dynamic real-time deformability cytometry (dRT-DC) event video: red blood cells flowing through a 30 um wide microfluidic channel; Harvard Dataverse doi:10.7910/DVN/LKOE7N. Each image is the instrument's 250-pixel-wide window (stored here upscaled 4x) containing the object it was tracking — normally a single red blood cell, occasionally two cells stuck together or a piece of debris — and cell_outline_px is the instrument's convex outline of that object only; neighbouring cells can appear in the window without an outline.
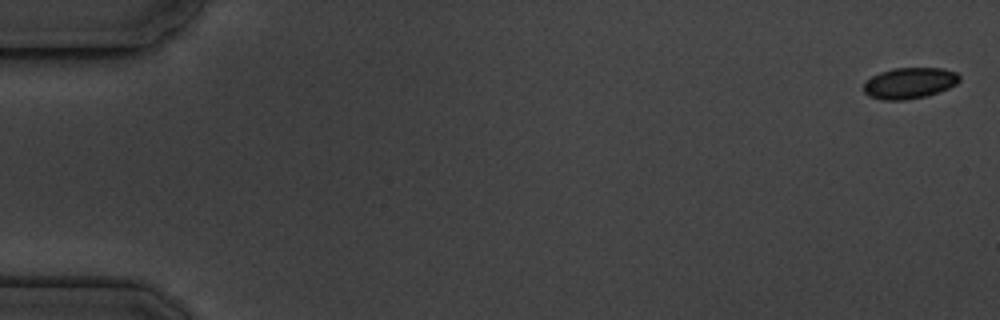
{"species": "common noctule bat (a hibernating species)", "species_latin": "Nyctalus noctula", "temperature_condition": "cold", "stored_images_in_passage": 17, "camera_frame_rate_fps": 3000, "um_per_image_px": 0.085, "animal": {"sex": "male", "body_mass_g": 19.5, "forearm_length_mm": 54.6}, "frame": {"image": 1, "passage_image": 1, "time_ms": 0.0, "image_size_px": [1000, 320], "cell_outline_px": [[960, 80], [956, 84], [948, 88], [928, 96], [904, 100], [880, 100], [868, 96], [864, 92], [864, 84], [872, 76], [880, 72], [892, 68], [944, 68], [956, 72], [960, 76]], "centroid_in_image_um": [77.31, 7.06], "position_along_channel_um": 7.7, "area_um2": 17.46}}
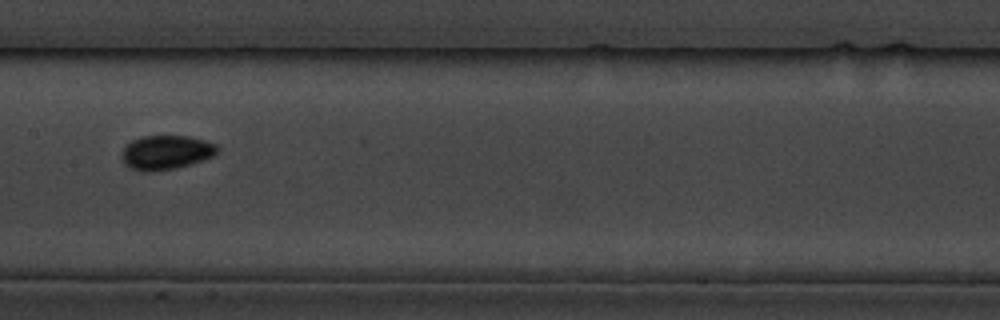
{"frame": {"image": 2, "passage_image": 9, "time_ms": 9.333, "image_size_px": [1000, 320], "cell_outline_px": [[220, 148], [212, 156], [176, 168], [152, 172], [140, 172], [124, 164], [120, 156], [120, 152], [124, 144], [140, 136], [188, 136], [204, 140], [216, 144]], "centroid_in_image_um": [14.03, 12.95], "position_along_channel_um": 193.4, "area_um2": 19.25}}
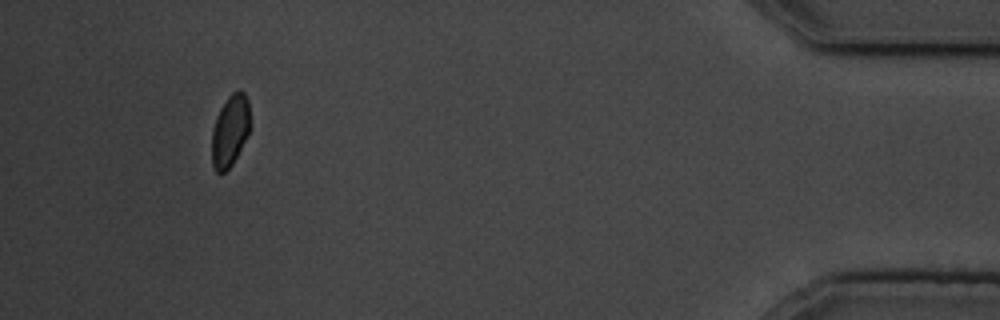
{"frame": {"image": 3, "passage_image": 16, "time_ms": 17.333, "image_size_px": [1000, 320], "cell_outline_px": [[248, 132], [232, 164], [224, 172], [216, 172], [212, 164], [212, 132], [216, 116], [220, 108], [228, 96], [232, 92], [240, 88], [244, 92], [248, 100]], "centroid_in_image_um": [19.52, 11.07], "position_along_channel_um": 415.7, "area_um2": 15.61}}